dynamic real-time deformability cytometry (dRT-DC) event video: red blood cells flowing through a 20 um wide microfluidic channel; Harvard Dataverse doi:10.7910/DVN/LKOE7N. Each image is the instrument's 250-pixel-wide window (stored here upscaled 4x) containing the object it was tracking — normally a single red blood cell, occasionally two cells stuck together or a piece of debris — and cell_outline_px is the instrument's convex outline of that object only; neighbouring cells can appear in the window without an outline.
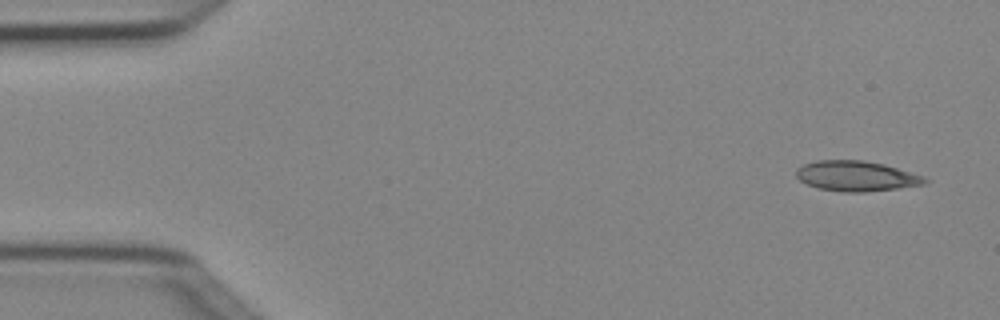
{"species": "Egyptian fruit bat (a non-hibernating species)", "species_latin": "Rousettus aegyptiacus", "temperature_condition": "cold", "stored_images_in_passage": 4, "camera_frame_rate_fps": 3000, "um_per_image_px": 0.085, "animal": {"sex": "female"}, "frame": {"image": 1, "passage_image": 1, "time_ms": 0.0, "image_size_px": [1000, 320], "cell_outline_px": [[928, 180], [924, 184], [896, 188], [864, 192], [844, 192], [820, 188], [808, 184], [800, 180], [796, 176], [796, 168], [804, 164], [816, 160], [864, 160], [884, 164], [924, 176]], "centroid_in_image_um": [72.77, 14.95], "position_along_channel_um": 12.2, "area_um2": 22.48}}
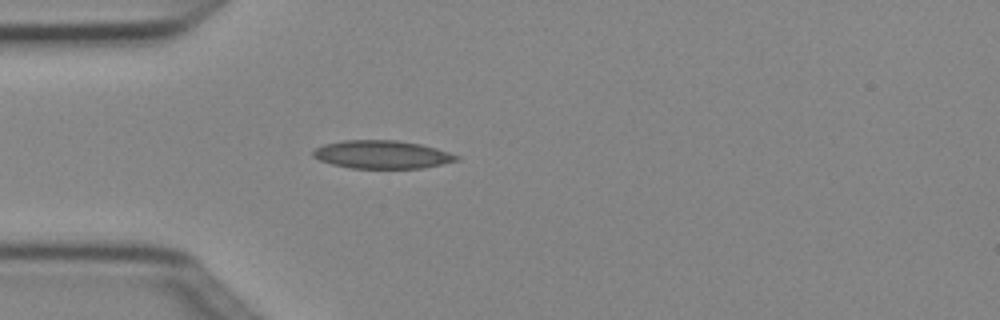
{"frame": {"image": 2, "passage_image": 4, "time_ms": 1.0, "image_size_px": [1000, 320], "cell_outline_px": [[460, 160], [424, 168], [352, 168], [332, 164], [320, 160], [312, 156], [312, 152], [316, 148], [324, 144], [344, 140], [396, 140], [420, 144], [436, 148], [460, 156]], "centroid_in_image_um": [32.49, 13.13], "position_along_channel_um": 52.5, "area_um2": 23.47}}